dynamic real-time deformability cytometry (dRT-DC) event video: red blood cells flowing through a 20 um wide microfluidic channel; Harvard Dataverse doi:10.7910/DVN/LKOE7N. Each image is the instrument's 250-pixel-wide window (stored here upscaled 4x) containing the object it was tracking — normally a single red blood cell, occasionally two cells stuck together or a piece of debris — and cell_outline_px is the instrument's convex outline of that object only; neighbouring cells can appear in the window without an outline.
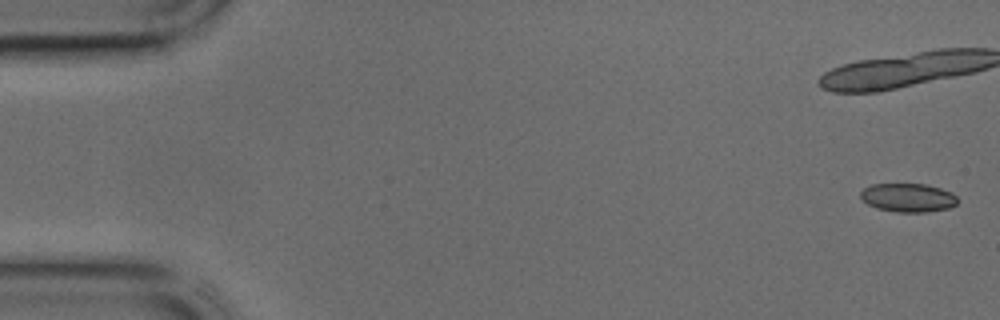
{"species": "common noctule bat (a hibernating species)", "species_latin": "Nyctalus noctula", "temperature_condition": "cold", "stored_images_in_passage": 33, "camera_frame_rate_fps": 3000, "um_per_image_px": 0.085, "animal": {"sex": "male", "body_mass_g": 17.9, "forearm_length_mm": 54.2}, "frame": {"image": 1, "passage_image": 1, "time_ms": 0.0, "image_size_px": [1000, 320], "cell_outline_px": [[956, 204], [948, 208], [928, 212], [896, 212], [876, 208], [868, 204], [860, 196], [860, 192], [864, 188], [872, 184], [924, 184], [940, 188], [952, 192], [956, 196]], "centroid_in_image_um": [77.17, 16.8], "position_along_channel_um": 7.8, "area_um2": 16.13}}